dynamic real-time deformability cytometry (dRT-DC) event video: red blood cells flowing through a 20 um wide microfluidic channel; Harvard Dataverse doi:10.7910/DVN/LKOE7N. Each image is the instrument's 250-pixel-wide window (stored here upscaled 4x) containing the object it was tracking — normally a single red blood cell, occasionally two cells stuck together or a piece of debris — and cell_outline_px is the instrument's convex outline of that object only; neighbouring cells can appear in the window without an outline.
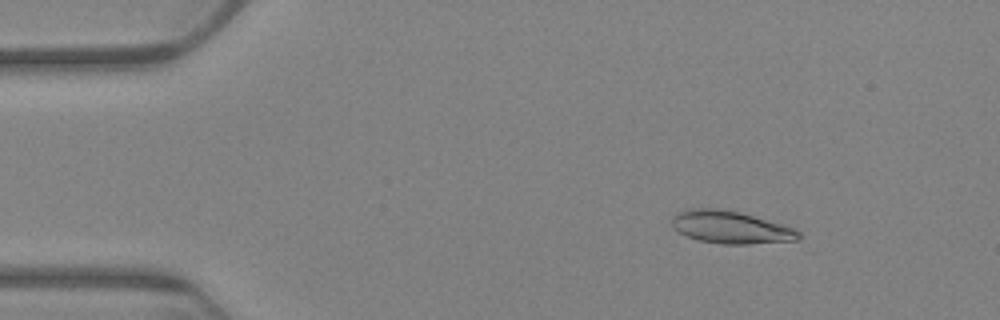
{"species": "Egyptian fruit bat (a non-hibernating species)", "species_latin": "Rousettus aegyptiacus", "temperature_condition": "warm", "stored_images_in_passage": 29, "camera_frame_rate_fps": 3000, "um_per_image_px": 0.085, "animal": {"sex": "female"}, "frame": {"image": 1, "passage_image": 9, "time_ms": 2.667, "image_size_px": [1000, 320], "cell_outline_px": [[804, 236], [800, 240], [748, 244], [724, 244], [700, 240], [688, 236], [672, 228], [672, 216], [688, 208], [720, 208], [740, 212], [796, 228]], "centroid_in_image_um": [62.16, 19.31], "position_along_channel_um": 22.8, "area_um2": 24.16}}
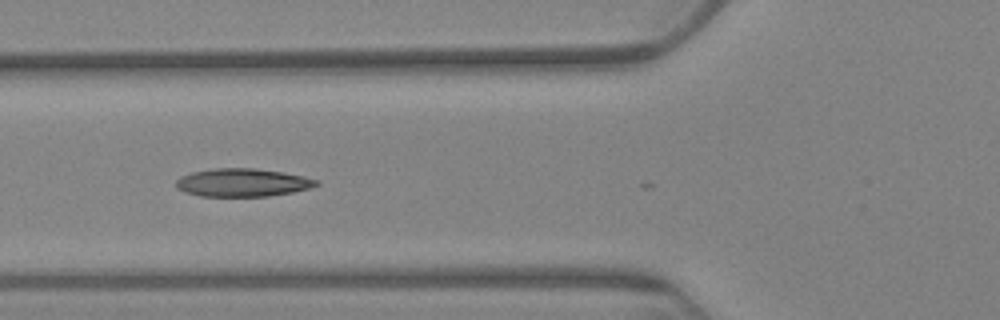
{"frame": {"image": 2, "passage_image": 24, "time_ms": 7.667, "image_size_px": [1000, 320], "cell_outline_px": [[320, 184], [308, 188], [292, 192], [268, 196], [200, 196], [184, 192], [176, 188], [176, 180], [180, 176], [192, 172], [216, 168], [252, 168], [280, 172], [320, 180]], "centroid_in_image_um": [20.57, 15.52], "position_along_channel_um": 105.2, "area_um2": 22.77}}
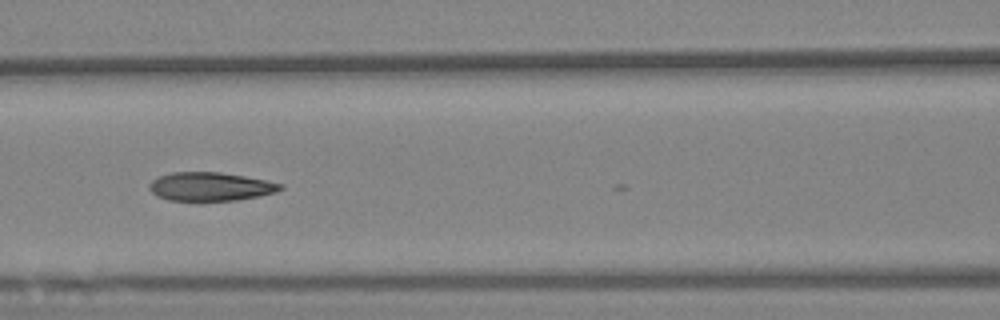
{"frame": {"image": 3, "passage_image": 28, "time_ms": 9.0, "image_size_px": [1000, 320], "cell_outline_px": [[284, 188], [276, 192], [260, 196], [236, 200], [200, 204], [168, 200], [152, 192], [148, 188], [148, 184], [152, 180], [160, 176], [172, 172], [220, 172], [244, 176], [284, 184]], "centroid_in_image_um": [17.87, 15.91], "position_along_channel_um": 148.7, "area_um2": 22.66}}